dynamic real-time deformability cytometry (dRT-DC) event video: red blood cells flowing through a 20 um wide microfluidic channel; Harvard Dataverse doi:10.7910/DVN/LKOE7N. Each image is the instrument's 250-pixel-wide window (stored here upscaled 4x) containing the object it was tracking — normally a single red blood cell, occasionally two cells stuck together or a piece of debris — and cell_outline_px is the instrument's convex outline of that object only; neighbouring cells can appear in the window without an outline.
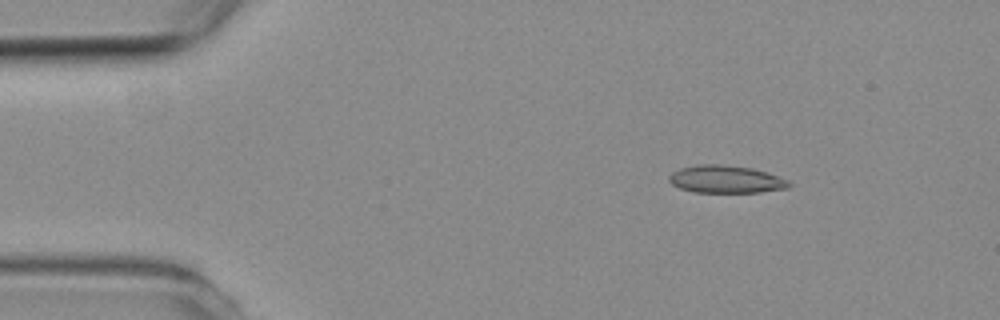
{"species": "common noctule bat (a hibernating species)", "species_latin": "Nyctalus noctula", "temperature_condition": "room temperature", "stored_images_in_passage": 4, "camera_frame_rate_fps": 3000, "um_per_image_px": 0.085, "animal": {"sex": "female", "body_mass_g": 19.3, "forearm_length_mm": 54.1}, "frame": {"image": 1, "passage_image": 2, "time_ms": 1.333, "image_size_px": [1000, 320], "cell_outline_px": [[792, 184], [788, 188], [760, 192], [696, 192], [680, 188], [672, 184], [668, 180], [668, 176], [672, 172], [680, 168], [696, 164], [720, 164], [752, 168], [768, 172], [788, 180]], "centroid_in_image_um": [61.7, 15.23], "position_along_channel_um": 23.3, "area_um2": 19.36}}